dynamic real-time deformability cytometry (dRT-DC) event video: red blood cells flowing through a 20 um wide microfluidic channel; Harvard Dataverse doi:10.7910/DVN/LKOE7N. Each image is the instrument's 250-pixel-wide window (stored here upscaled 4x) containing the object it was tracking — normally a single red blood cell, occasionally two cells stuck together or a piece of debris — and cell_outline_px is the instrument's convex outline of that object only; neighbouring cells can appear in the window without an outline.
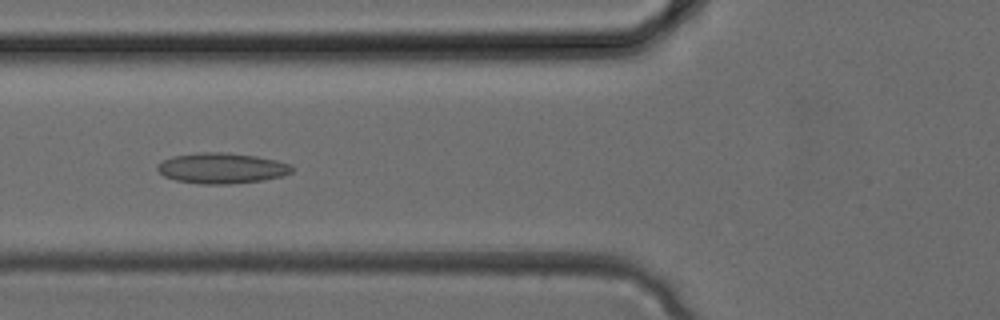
{"species": "common noctule bat (a hibernating species)", "species_latin": "Nyctalus noctula", "temperature_condition": "cold", "stored_images_in_passage": 34, "camera_frame_rate_fps": 3000, "um_per_image_px": 0.085, "animal": {"sex": "female", "body_mass_g": 24.6, "forearm_length_mm": 56.2}, "frame": {"image": 1, "passage_image": 13, "time_ms": 4.0, "image_size_px": [1000, 320], "cell_outline_px": [[296, 168], [292, 172], [284, 176], [264, 180], [232, 184], [200, 184], [176, 180], [164, 176], [156, 168], [156, 164], [172, 156], [200, 152], [224, 152], [256, 156], [276, 160], [292, 164]], "centroid_in_image_um": [18.89, 14.3], "position_along_channel_um": 106.9, "area_um2": 24.28}}
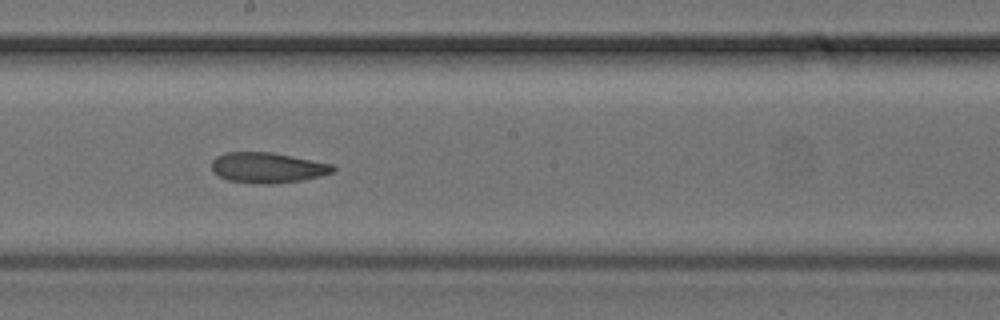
{"frame": {"image": 2, "passage_image": 19, "time_ms": 6.0, "image_size_px": [1000, 320], "cell_outline_px": [[336, 172], [320, 176], [300, 180], [272, 184], [260, 184], [228, 180], [212, 172], [212, 160], [216, 156], [224, 152], [272, 152], [332, 164], [336, 168]], "centroid_in_image_um": [22.74, 14.25], "position_along_channel_um": 225.5, "area_um2": 21.56}}
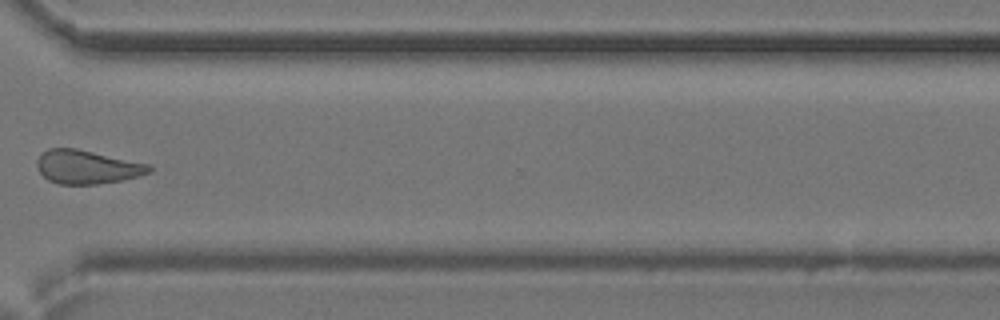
{"frame": {"image": 3, "passage_image": 26, "time_ms": 8.333, "image_size_px": [1000, 320], "cell_outline_px": [[152, 172], [140, 176], [124, 180], [96, 184], [56, 184], [48, 180], [40, 172], [36, 164], [36, 160], [48, 148], [76, 148], [148, 164], [152, 168]], "centroid_in_image_um": [7.4, 14.2], "position_along_channel_um": 363.2, "area_um2": 21.96}}